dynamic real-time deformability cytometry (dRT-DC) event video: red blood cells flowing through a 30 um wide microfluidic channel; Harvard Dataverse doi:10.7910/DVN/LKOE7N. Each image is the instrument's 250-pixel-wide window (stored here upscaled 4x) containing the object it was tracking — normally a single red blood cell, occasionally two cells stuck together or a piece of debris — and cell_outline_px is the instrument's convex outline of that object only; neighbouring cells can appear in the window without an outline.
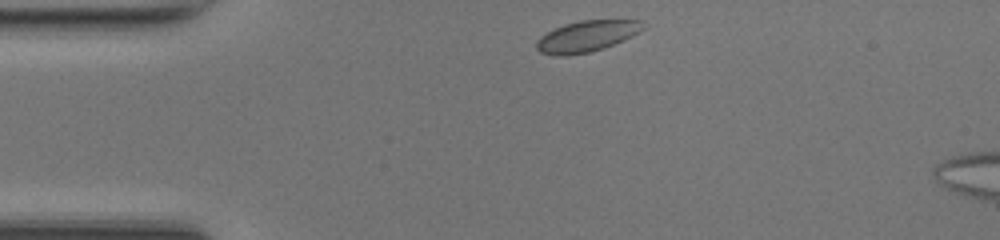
{"species": "common noctule bat (a hibernating species)", "species_latin": "Nyctalus noctula", "temperature_condition": "room temperature", "stored_images_in_passage": 5, "camera_frame_rate_fps": 3000, "um_per_image_px": 0.085, "animal": {"sex": "female", "body_mass_g": 17.0, "forearm_length_mm": 48.0}, "frame": {"image": 1, "passage_image": 1, "time_ms": 0.0, "image_size_px": [1000, 240], "cell_outline_px": [[644, 28], [640, 32], [624, 40], [604, 48], [588, 52], [564, 56], [556, 56], [540, 52], [536, 48], [536, 44], [540, 36], [564, 24], [580, 20], [644, 20]], "centroid_in_image_um": [49.89, 3.08], "position_along_channel_um": 35.1, "area_um2": 19.31}}